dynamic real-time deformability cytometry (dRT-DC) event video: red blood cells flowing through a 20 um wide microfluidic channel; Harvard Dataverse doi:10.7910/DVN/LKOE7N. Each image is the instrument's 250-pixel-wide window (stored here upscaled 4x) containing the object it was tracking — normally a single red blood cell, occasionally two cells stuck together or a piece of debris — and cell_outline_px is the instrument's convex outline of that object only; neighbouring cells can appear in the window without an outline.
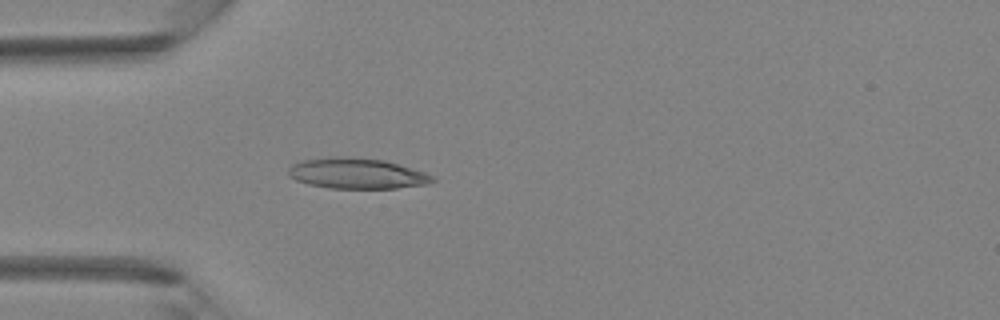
{"species": "Egyptian fruit bat (a non-hibernating species)", "species_latin": "Rousettus aegyptiacus", "temperature_condition": "room temperature", "stored_images_in_passage": 2, "camera_frame_rate_fps": 3000, "um_per_image_px": 0.085, "animal": {"sex": "female"}, "frame": {"image": 1, "passage_image": 2, "time_ms": 2.0, "image_size_px": [1000, 320], "cell_outline_px": [[436, 180], [428, 184], [396, 188], [328, 188], [308, 184], [296, 180], [288, 176], [288, 168], [292, 164], [304, 160], [336, 156], [340, 156], [384, 160], [424, 172], [432, 176]], "centroid_in_image_um": [30.3, 14.75], "position_along_channel_um": 54.7, "area_um2": 25.55}}